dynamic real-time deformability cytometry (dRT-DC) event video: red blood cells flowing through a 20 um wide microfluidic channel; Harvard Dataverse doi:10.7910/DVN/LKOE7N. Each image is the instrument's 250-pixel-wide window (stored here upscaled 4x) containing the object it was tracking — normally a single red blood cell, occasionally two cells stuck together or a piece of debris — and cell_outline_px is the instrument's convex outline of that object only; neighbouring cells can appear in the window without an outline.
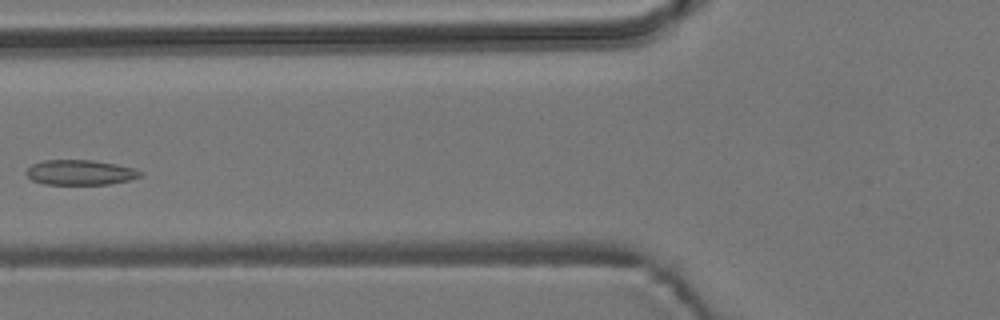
{"species": "common noctule bat (a hibernating species)", "species_latin": "Nyctalus noctula", "temperature_condition": "room temperature", "stored_images_in_passage": 6, "camera_frame_rate_fps": 3000, "um_per_image_px": 0.085, "animal": {"sex": "male", "body_mass_g": 19.2, "forearm_length_mm": 51.8}, "frame": {"image": 1, "passage_image": 5, "time_ms": 4.667, "image_size_px": [1000, 320], "cell_outline_px": [[144, 176], [128, 180], [108, 184], [44, 184], [32, 180], [24, 172], [32, 164], [44, 160], [92, 160], [116, 164], [136, 168], [144, 172]], "centroid_in_image_um": [6.85, 14.65], "position_along_channel_um": 118.9, "area_um2": 16.76}}
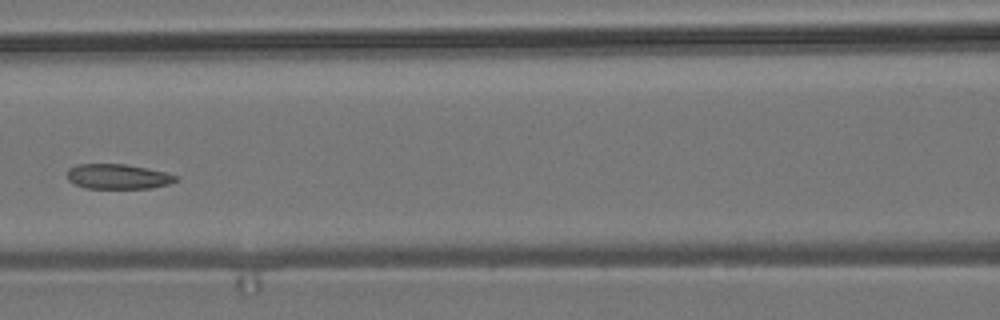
{"frame": {"image": 2, "passage_image": 6, "time_ms": 5.667, "image_size_px": [1000, 320], "cell_outline_px": [[180, 180], [168, 184], [152, 188], [84, 188], [68, 180], [68, 168], [76, 164], [124, 164], [168, 172], [180, 176]], "centroid_in_image_um": [10.08, 15.0], "position_along_channel_um": 156.5, "area_um2": 15.95}}